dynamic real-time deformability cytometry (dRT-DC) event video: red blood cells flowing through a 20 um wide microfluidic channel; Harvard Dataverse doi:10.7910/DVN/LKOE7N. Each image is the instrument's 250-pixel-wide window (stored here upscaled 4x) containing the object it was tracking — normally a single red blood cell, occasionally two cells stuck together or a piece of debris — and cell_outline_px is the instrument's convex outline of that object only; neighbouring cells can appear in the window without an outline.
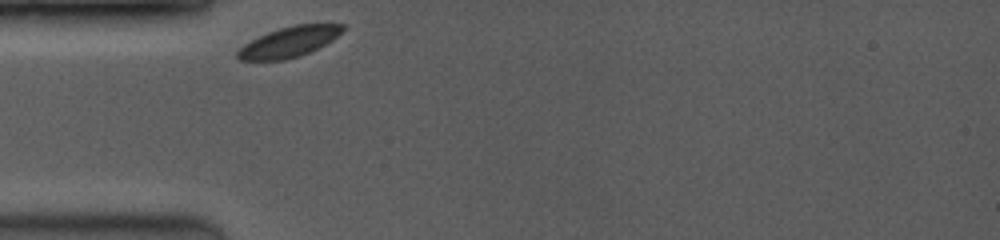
{"species": "common noctule bat (a hibernating species)", "species_latin": "Nyctalus noctula", "temperature_condition": "room temperature", "stored_images_in_passage": 30, "camera_frame_rate_fps": 3500, "um_per_image_px": 0.085, "animal": {"sex": "female", "body_mass_g": 19.0, "forearm_length_mm": 53.3}, "frame": {"image": 1, "passage_image": 1, "time_ms": 0.0, "image_size_px": [1000, 240], "cell_outline_px": [[348, 28], [332, 40], [308, 52], [284, 60], [240, 60], [236, 56], [236, 52], [244, 44], [268, 32], [280, 28], [296, 24], [348, 24]], "centroid_in_image_um": [24.61, 3.54], "position_along_channel_um": 60.4, "area_um2": 18.38}}
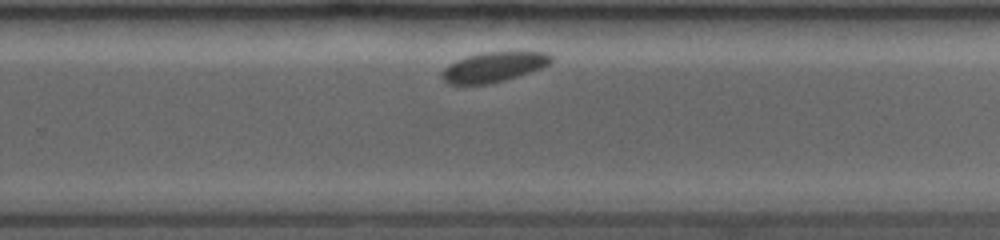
{"frame": {"image": 2, "passage_image": 20, "time_ms": 6.286, "image_size_px": [1000, 240], "cell_outline_px": [[556, 56], [548, 64], [540, 68], [504, 80], [488, 84], [448, 84], [440, 76], [440, 72], [448, 64], [456, 60], [468, 56], [484, 52], [548, 52]], "centroid_in_image_um": [41.94, 5.69], "position_along_channel_um": 287.9, "area_um2": 18.96}}
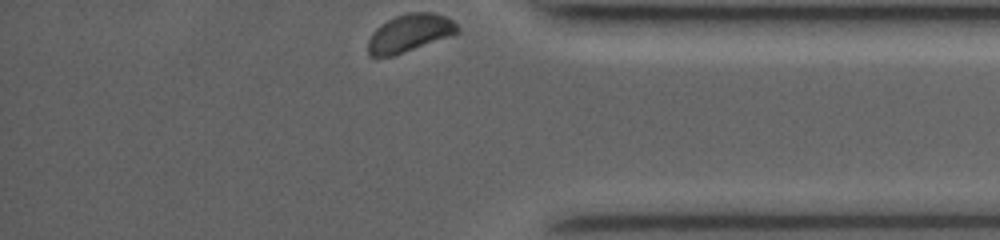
{"frame": {"image": 3, "passage_image": 30, "time_ms": 9.429, "image_size_px": [1000, 240], "cell_outline_px": [[460, 32], [392, 56], [368, 56], [368, 40], [372, 32], [376, 28], [388, 20], [396, 16], [408, 12], [432, 12], [444, 16], [452, 20], [460, 28]], "centroid_in_image_um": [34.8, 2.8], "position_along_channel_um": 400.4, "area_um2": 19.36}}